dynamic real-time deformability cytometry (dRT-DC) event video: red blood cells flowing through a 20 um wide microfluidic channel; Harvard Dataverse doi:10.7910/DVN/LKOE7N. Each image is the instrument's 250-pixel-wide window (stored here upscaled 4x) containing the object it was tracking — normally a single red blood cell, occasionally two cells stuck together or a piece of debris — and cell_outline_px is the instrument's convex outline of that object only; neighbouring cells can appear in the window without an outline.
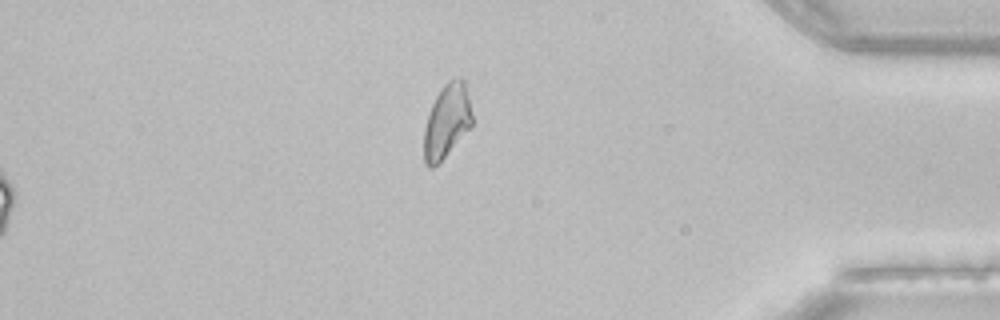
{"species": "common noctule bat (a hibernating species)", "species_latin": "Nyctalus noctula", "temperature_condition": "room temperature", "stored_images_in_passage": 47, "camera_frame_rate_fps": 3000, "um_per_image_px": 0.085, "animal": {"sex": "female", "body_mass_g": 22.7, "forearm_length_mm": 54.2}, "frame": {"image": 1, "passage_image": 47, "time_ms": 15.333, "image_size_px": [1000, 320], "cell_outline_px": [[472, 124], [444, 156], [432, 168], [428, 168], [424, 164], [424, 128], [428, 112], [440, 88], [448, 80], [464, 80], [468, 96], [472, 116]], "centroid_in_image_um": [37.94, 10.29], "position_along_channel_um": 397.3, "area_um2": 20.17}}